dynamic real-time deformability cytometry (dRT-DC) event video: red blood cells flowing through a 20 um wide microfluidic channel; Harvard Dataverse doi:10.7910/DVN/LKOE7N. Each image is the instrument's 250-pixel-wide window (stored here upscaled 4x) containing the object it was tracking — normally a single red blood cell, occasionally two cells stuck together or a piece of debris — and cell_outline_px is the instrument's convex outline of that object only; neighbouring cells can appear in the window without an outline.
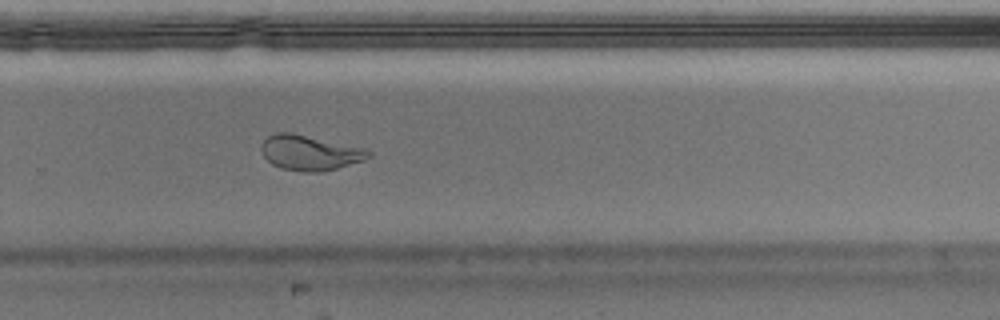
{"species": "Egyptian fruit bat (a non-hibernating species)", "species_latin": "Rousettus aegyptiacus", "temperature_condition": "warm", "stored_images_in_passage": 39, "camera_frame_rate_fps": 3000, "um_per_image_px": 0.085, "animal": {"sex": "male"}, "frame": {"image": 1, "passage_image": 23, "time_ms": 7.333, "image_size_px": [1000, 320], "cell_outline_px": [[372, 156], [364, 160], [336, 168], [320, 172], [304, 172], [280, 168], [272, 164], [264, 156], [260, 148], [260, 144], [268, 136], [276, 132], [292, 132], [364, 148], [372, 152]], "centroid_in_image_um": [26.32, 12.97], "position_along_channel_um": 303.5, "area_um2": 21.96}}
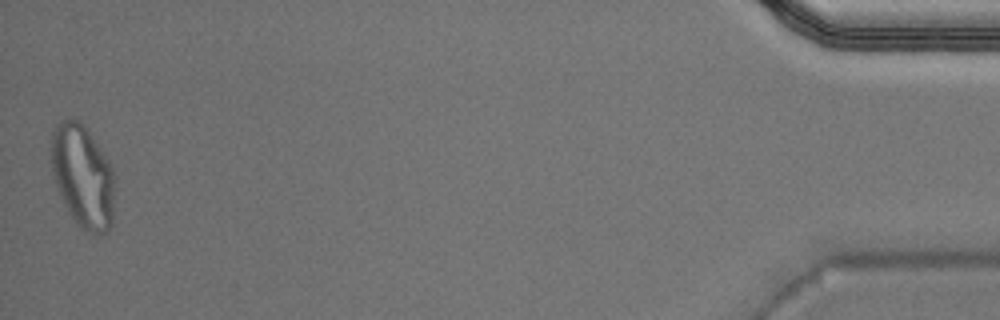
{"frame": {"image": 2, "passage_image": 39, "time_ms": 12.667, "image_size_px": [1000, 320], "cell_outline_px": [[116, 176], [112, 224], [104, 232], [84, 232], [76, 224], [68, 212], [56, 188], [52, 172], [52, 132], [56, 124], [60, 120], [80, 120], [108, 160]], "centroid_in_image_um": [7.04, 15.01], "position_along_channel_um": 428.2, "area_um2": 38.21}, "authors_computed_cell_mechanics": {"area_um2": 21.6172, "velocity_mm_per_s": 4.0139, "shape_relaxation_time_tau1_ms": 6.6133, "shape_relaxation_time_tau2_ms": 1.142, "deformation_change_tau1": 0.2552, "deformation_change_tau2": 0.0773}}